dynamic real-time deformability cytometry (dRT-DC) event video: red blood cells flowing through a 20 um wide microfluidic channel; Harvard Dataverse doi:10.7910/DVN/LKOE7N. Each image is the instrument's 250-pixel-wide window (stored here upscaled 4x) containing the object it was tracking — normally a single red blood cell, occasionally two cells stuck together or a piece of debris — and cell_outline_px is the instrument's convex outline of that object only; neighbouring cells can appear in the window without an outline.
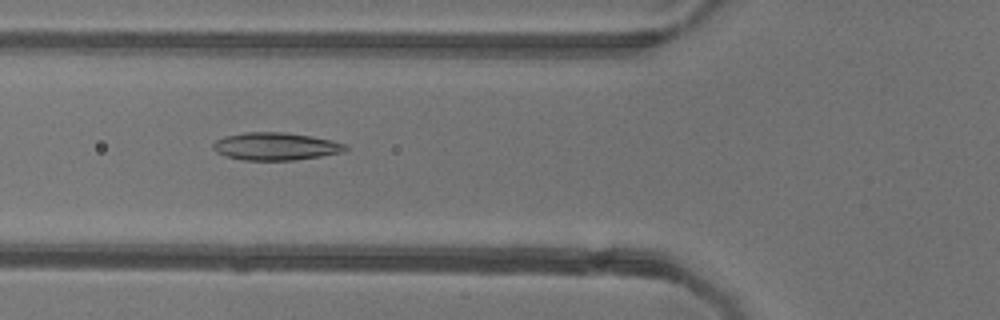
{"species": "common noctule bat (a hibernating species)", "species_latin": "Nyctalus noctula", "temperature_condition": "warm", "stored_images_in_passage": 46, "camera_frame_rate_fps": 3000, "um_per_image_px": 0.085, "animal": {"sex": "female"}, "frame": {"image": 1, "passage_image": 17, "time_ms": 5.333, "image_size_px": [1000, 320], "cell_outline_px": [[348, 148], [344, 152], [296, 160], [244, 160], [224, 156], [216, 152], [212, 148], [212, 144], [216, 140], [224, 136], [244, 132], [284, 132], [312, 136], [332, 140], [348, 144]], "centroid_in_image_um": [23.43, 12.44], "position_along_channel_um": 102.4, "area_um2": 21.56}}
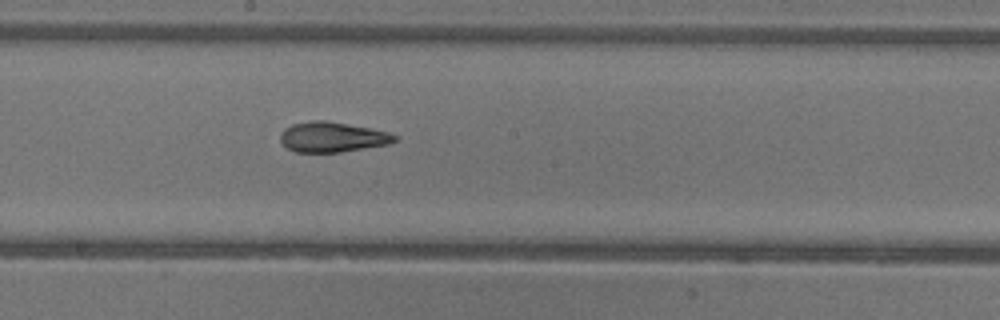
{"frame": {"image": 2, "passage_image": 26, "time_ms": 8.333, "image_size_px": [1000, 320], "cell_outline_px": [[396, 140], [388, 144], [340, 152], [296, 152], [288, 148], [280, 140], [280, 132], [284, 128], [292, 124], [312, 120], [324, 120], [368, 128], [388, 132], [396, 136]], "centroid_in_image_um": [28.19, 11.65], "position_along_channel_um": 220.0, "area_um2": 19.83}}
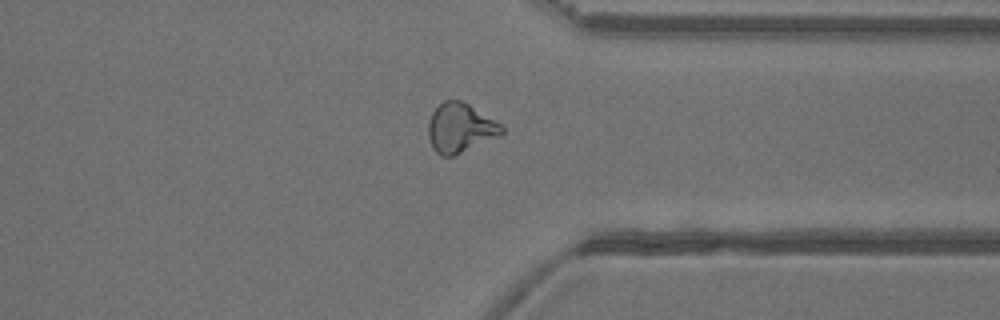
{"frame": {"image": 3, "passage_image": 38, "time_ms": 12.333, "image_size_px": [1000, 320], "cell_outline_px": [[504, 132], [496, 136], [452, 156], [440, 156], [432, 148], [428, 136], [428, 120], [432, 112], [444, 100], [464, 100], [500, 124], [504, 128]], "centroid_in_image_um": [39.06, 10.85], "position_along_channel_um": 372.3, "area_um2": 20.81}, "authors_computed_cell_mechanics": {"area_um2": 20.6057, "velocity_mm_per_s": 3.901, "shape_relaxation_time_tau1_ms": 6.8544, "shape_relaxation_time_tau2_ms": 2.4902, "deformation_change_tau1": 0.2128, "deformation_change_tau2": 0.1065}}